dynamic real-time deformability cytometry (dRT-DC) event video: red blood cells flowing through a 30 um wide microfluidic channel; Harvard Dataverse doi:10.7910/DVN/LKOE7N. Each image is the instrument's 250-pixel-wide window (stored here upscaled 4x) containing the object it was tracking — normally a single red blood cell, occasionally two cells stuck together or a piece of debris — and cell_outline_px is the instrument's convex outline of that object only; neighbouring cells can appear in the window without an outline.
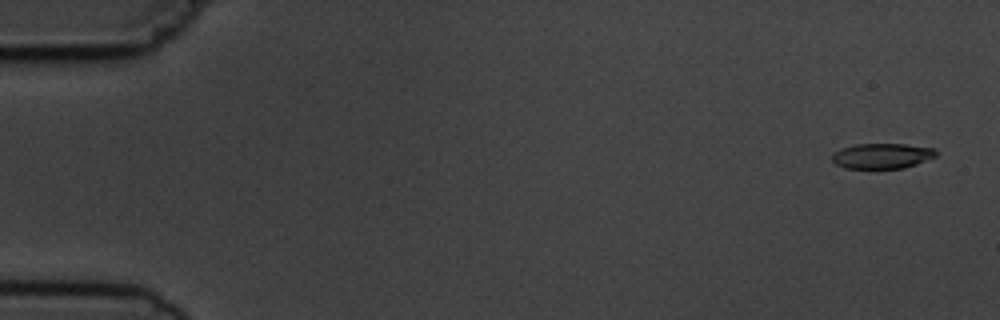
{"species": "common noctule bat (a hibernating species)", "species_latin": "Nyctalus noctula", "temperature_condition": "cold", "stored_images_in_passage": 6, "camera_frame_rate_fps": 3000, "um_per_image_px": 0.085, "animal": {"sex": "male", "body_mass_g": 19.5, "forearm_length_mm": 54.6}, "frame": {"image": 1, "passage_image": 1, "time_ms": 0.0, "image_size_px": [1000, 320], "cell_outline_px": [[936, 156], [916, 164], [904, 168], [844, 168], [836, 164], [832, 160], [832, 152], [856, 144], [904, 144], [936, 148]], "centroid_in_image_um": [74.97, 13.25], "position_along_channel_um": 10.0, "area_um2": 15.26}}
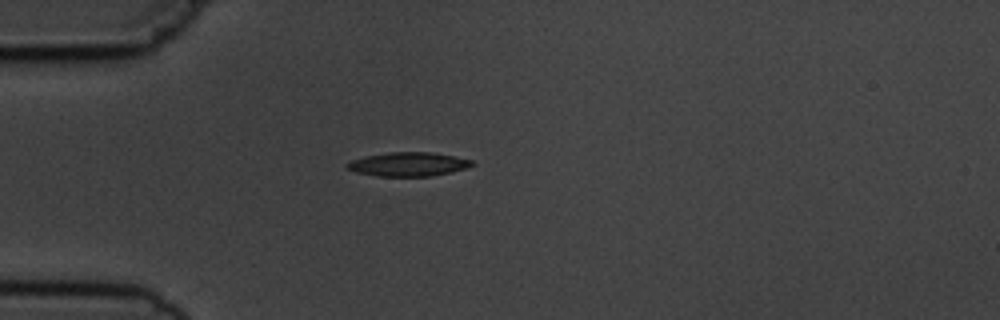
{"frame": {"image": 2, "passage_image": 4, "time_ms": 4.333, "image_size_px": [1000, 320], "cell_outline_px": [[476, 164], [452, 172], [432, 176], [376, 176], [356, 172], [348, 168], [344, 164], [352, 160], [364, 156], [388, 152], [432, 152], [472, 160]], "centroid_in_image_um": [34.69, 13.96], "position_along_channel_um": 50.3, "area_um2": 17.4}}
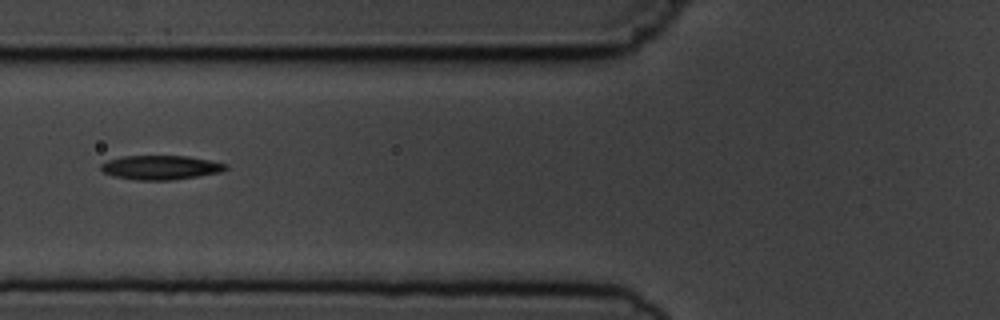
{"frame": {"image": 3, "passage_image": 6, "time_ms": 6.333, "image_size_px": [1000, 320], "cell_outline_px": [[228, 168], [220, 172], [172, 180], [136, 180], [112, 176], [104, 172], [100, 168], [100, 164], [108, 160], [120, 156], [188, 156], [212, 160], [228, 164]], "centroid_in_image_um": [13.65, 14.23], "position_along_channel_um": 112.2, "area_um2": 17.69}}